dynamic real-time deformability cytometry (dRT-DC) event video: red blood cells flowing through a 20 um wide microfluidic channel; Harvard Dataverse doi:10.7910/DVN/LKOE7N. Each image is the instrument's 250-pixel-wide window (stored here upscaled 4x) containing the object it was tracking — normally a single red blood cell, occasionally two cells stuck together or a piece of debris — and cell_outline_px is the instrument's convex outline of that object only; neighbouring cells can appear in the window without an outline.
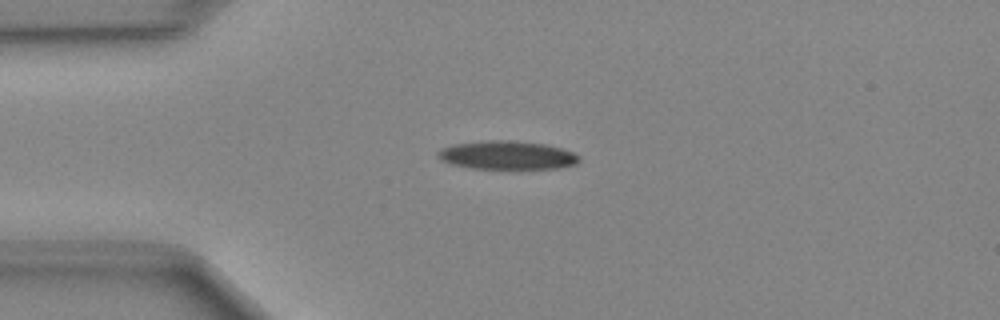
{"species": "Egyptian fruit bat (a non-hibernating species)", "species_latin": "Rousettus aegyptiacus", "temperature_condition": "cold", "stored_images_in_passage": 38, "camera_frame_rate_fps": 3000, "um_per_image_px": 0.085, "animal": {"sex": "female"}, "frame": {"image": 1, "passage_image": 1, "time_ms": 0.0, "image_size_px": [1000, 320], "cell_outline_px": [[580, 160], [576, 164], [560, 168], [472, 168], [452, 164], [440, 160], [436, 156], [436, 152], [440, 148], [452, 144], [488, 140], [508, 140], [548, 144], [572, 152], [580, 156]], "centroid_in_image_um": [43.07, 13.18], "position_along_channel_um": 41.9, "area_um2": 23.52}}
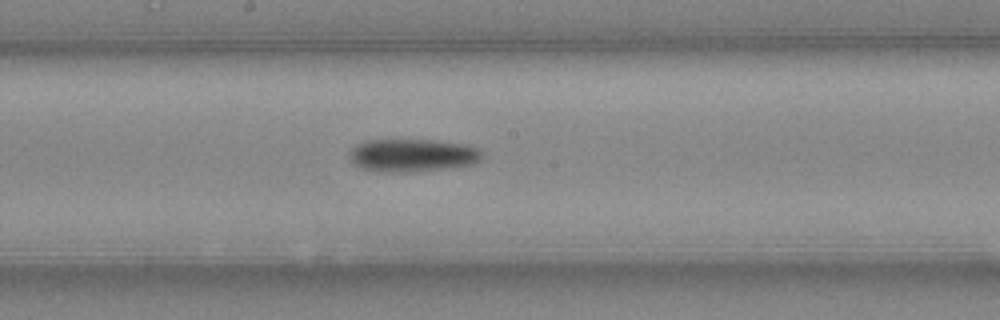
{"frame": {"image": 2, "passage_image": 15, "time_ms": 4.667, "image_size_px": [1000, 320], "cell_outline_px": [[484, 156], [480, 160], [472, 164], [440, 168], [400, 172], [380, 172], [364, 168], [352, 164], [348, 152], [356, 144], [364, 140], [432, 140], [468, 144], [476, 148]], "centroid_in_image_um": [35.0, 13.18], "position_along_channel_um": 213.2, "area_um2": 25.2}}
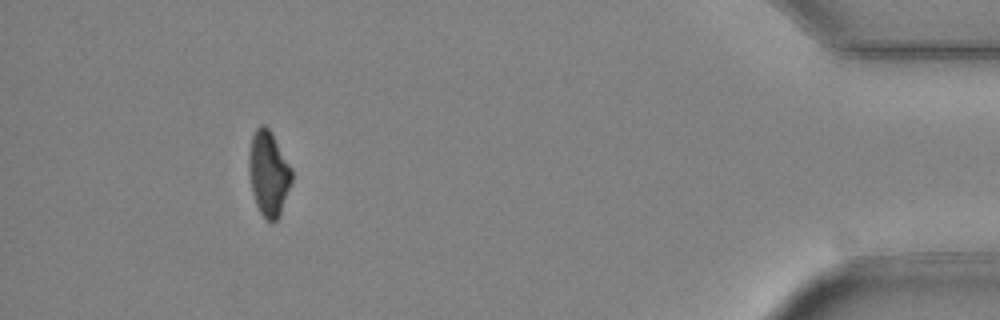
{"frame": {"image": 3, "passage_image": 34, "time_ms": 11.0, "image_size_px": [1000, 320], "cell_outline_px": [[292, 180], [280, 216], [276, 220], [268, 220], [260, 212], [256, 204], [252, 192], [248, 168], [248, 156], [252, 136], [256, 128], [260, 124], [264, 124], [272, 132], [292, 168]], "centroid_in_image_um": [22.83, 14.71], "position_along_channel_um": 412.4, "area_um2": 21.27}}